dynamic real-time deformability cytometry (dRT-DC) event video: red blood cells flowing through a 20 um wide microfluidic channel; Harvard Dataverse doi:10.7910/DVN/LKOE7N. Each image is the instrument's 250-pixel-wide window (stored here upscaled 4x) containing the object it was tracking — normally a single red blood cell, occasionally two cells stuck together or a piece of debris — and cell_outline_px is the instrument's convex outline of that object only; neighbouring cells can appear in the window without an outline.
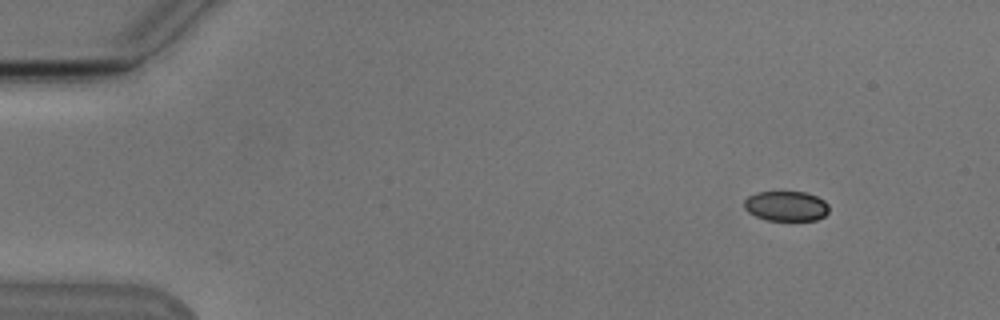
{"species": "Egyptian fruit bat (a non-hibernating species)", "species_latin": "Rousettus aegyptiacus", "temperature_condition": "cold", "stored_images_in_passage": 50, "camera_frame_rate_fps": 3000, "um_per_image_px": 0.085, "animal": {"sex": "male"}, "frame": {"image": 1, "passage_image": 1, "time_ms": 0.0, "image_size_px": [1000, 320], "cell_outline_px": [[828, 212], [824, 216], [816, 220], [768, 220], [756, 216], [748, 212], [744, 208], [744, 200], [748, 196], [756, 192], [804, 192], [816, 196], [824, 200], [828, 204]], "centroid_in_image_um": [66.81, 17.51], "position_along_channel_um": 18.2, "area_um2": 14.8}}
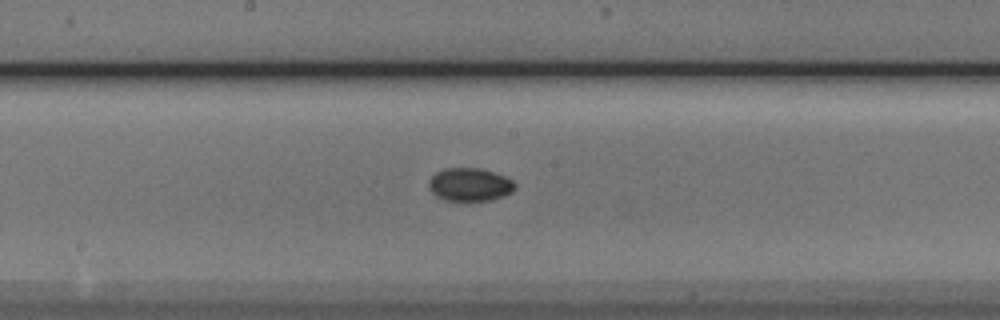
{"frame": {"image": 2, "passage_image": 24, "time_ms": 7.667, "image_size_px": [1000, 320], "cell_outline_px": [[516, 188], [512, 192], [504, 196], [488, 200], [464, 204], [444, 200], [436, 196], [428, 188], [428, 180], [436, 172], [444, 168], [480, 168], [504, 176], [512, 180], [516, 184]], "centroid_in_image_um": [39.9, 15.73], "position_along_channel_um": 208.3, "area_um2": 17.28}}
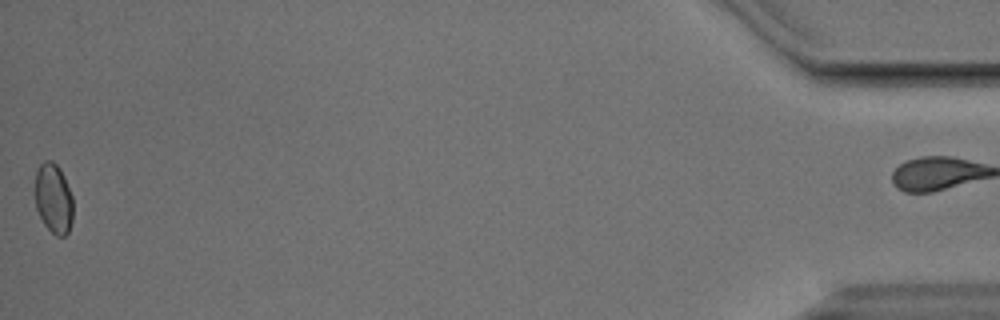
{"frame": {"image": 3, "passage_image": 49, "time_ms": 16.0, "image_size_px": [1000, 320], "cell_outline_px": [[72, 220], [68, 232], [64, 236], [56, 236], [44, 224], [36, 208], [32, 188], [36, 172], [40, 164], [44, 160], [52, 160], [60, 168], [64, 176], [72, 196]], "centroid_in_image_um": [4.5, 16.83], "position_along_channel_um": 430.7, "area_um2": 15.9}, "authors_computed_cell_mechanics": {"area_um2": 16.0973, "velocity_mm_per_s": 3.8216, "shape_relaxation_time_tau1_ms": 3.0263, "shape_relaxation_time_tau2_ms": null, "deformation_change_tau1": 0.0724, "deformation_change_tau2": null}}